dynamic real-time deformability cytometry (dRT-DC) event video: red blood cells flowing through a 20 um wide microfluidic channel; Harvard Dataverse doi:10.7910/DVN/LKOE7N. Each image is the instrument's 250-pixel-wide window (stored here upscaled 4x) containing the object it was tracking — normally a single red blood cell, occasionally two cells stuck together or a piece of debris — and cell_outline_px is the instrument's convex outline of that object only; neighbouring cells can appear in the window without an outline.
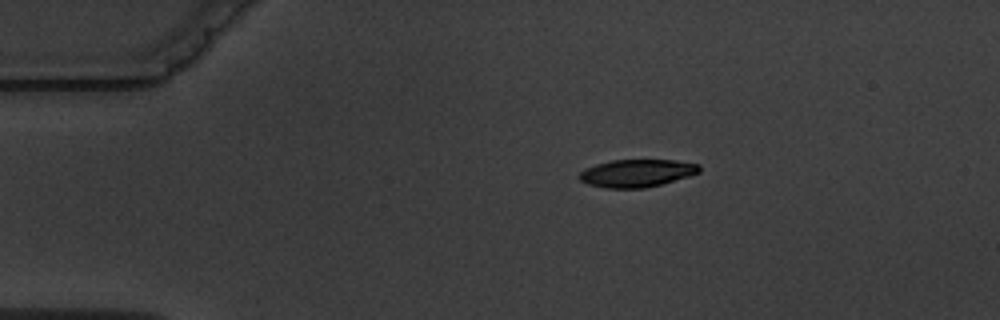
{"species": "common noctule bat (a hibernating species)", "species_latin": "Nyctalus noctula", "temperature_condition": "warm", "stored_images_in_passage": 3, "camera_frame_rate_fps": 3000, "um_per_image_px": 0.085, "animal": {"sex": "male", "body_mass_g": 19.5, "forearm_length_mm": 54.6}, "frame": {"image": 1, "passage_image": 1, "time_ms": 0.0, "image_size_px": [1000, 320], "cell_outline_px": [[700, 172], [688, 176], [660, 184], [644, 188], [604, 188], [588, 184], [580, 180], [576, 176], [584, 168], [596, 164], [612, 160], [676, 160], [700, 164]], "centroid_in_image_um": [54.09, 14.71], "position_along_channel_um": 30.9, "area_um2": 19.36}}